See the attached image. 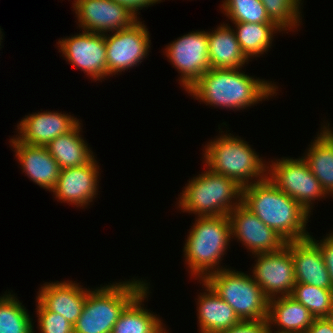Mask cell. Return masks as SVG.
<instances>
[{"label":"cell","mask_w":333,"mask_h":333,"mask_svg":"<svg viewBox=\"0 0 333 333\" xmlns=\"http://www.w3.org/2000/svg\"><path fill=\"white\" fill-rule=\"evenodd\" d=\"M290 296L303 304L315 318L326 317L333 308V289L296 283Z\"/></svg>","instance_id":"83f0119b"},{"label":"cell","mask_w":333,"mask_h":333,"mask_svg":"<svg viewBox=\"0 0 333 333\" xmlns=\"http://www.w3.org/2000/svg\"><path fill=\"white\" fill-rule=\"evenodd\" d=\"M61 40L58 41V47L66 61L87 73L93 80L108 76L105 34L83 31Z\"/></svg>","instance_id":"5bb4252c"},{"label":"cell","mask_w":333,"mask_h":333,"mask_svg":"<svg viewBox=\"0 0 333 333\" xmlns=\"http://www.w3.org/2000/svg\"><path fill=\"white\" fill-rule=\"evenodd\" d=\"M300 1L302 0H261L270 21L282 31L300 25Z\"/></svg>","instance_id":"f546056e"},{"label":"cell","mask_w":333,"mask_h":333,"mask_svg":"<svg viewBox=\"0 0 333 333\" xmlns=\"http://www.w3.org/2000/svg\"><path fill=\"white\" fill-rule=\"evenodd\" d=\"M241 51L248 58L268 51L276 31H282L274 23H234ZM274 32V33H273ZM255 55V56H254Z\"/></svg>","instance_id":"484cf974"},{"label":"cell","mask_w":333,"mask_h":333,"mask_svg":"<svg viewBox=\"0 0 333 333\" xmlns=\"http://www.w3.org/2000/svg\"><path fill=\"white\" fill-rule=\"evenodd\" d=\"M210 68L240 69L248 62L241 51L234 29L223 24L214 32H207Z\"/></svg>","instance_id":"7402d4cb"},{"label":"cell","mask_w":333,"mask_h":333,"mask_svg":"<svg viewBox=\"0 0 333 333\" xmlns=\"http://www.w3.org/2000/svg\"><path fill=\"white\" fill-rule=\"evenodd\" d=\"M197 217L187 237L184 256L191 274L204 280L207 275L222 270L216 265L231 240V226L227 215Z\"/></svg>","instance_id":"3957f363"},{"label":"cell","mask_w":333,"mask_h":333,"mask_svg":"<svg viewBox=\"0 0 333 333\" xmlns=\"http://www.w3.org/2000/svg\"><path fill=\"white\" fill-rule=\"evenodd\" d=\"M207 292L199 295L198 321L201 333H218L238 324L241 320L234 309L221 299L213 289L202 280Z\"/></svg>","instance_id":"44dd1931"},{"label":"cell","mask_w":333,"mask_h":333,"mask_svg":"<svg viewBox=\"0 0 333 333\" xmlns=\"http://www.w3.org/2000/svg\"><path fill=\"white\" fill-rule=\"evenodd\" d=\"M242 203L287 242L310 237L305 230L309 213L267 177L242 187Z\"/></svg>","instance_id":"6da1fadb"},{"label":"cell","mask_w":333,"mask_h":333,"mask_svg":"<svg viewBox=\"0 0 333 333\" xmlns=\"http://www.w3.org/2000/svg\"><path fill=\"white\" fill-rule=\"evenodd\" d=\"M73 7L84 31L105 34L132 26L137 15L114 0H74ZM105 32V33H104Z\"/></svg>","instance_id":"7c38bea8"},{"label":"cell","mask_w":333,"mask_h":333,"mask_svg":"<svg viewBox=\"0 0 333 333\" xmlns=\"http://www.w3.org/2000/svg\"><path fill=\"white\" fill-rule=\"evenodd\" d=\"M37 302L38 327L41 333H74L73 325L63 316L48 311L38 300Z\"/></svg>","instance_id":"4dcf8cb0"},{"label":"cell","mask_w":333,"mask_h":333,"mask_svg":"<svg viewBox=\"0 0 333 333\" xmlns=\"http://www.w3.org/2000/svg\"><path fill=\"white\" fill-rule=\"evenodd\" d=\"M126 7H128L132 12L137 15V11L143 9L144 7L151 6L152 4L161 0H114Z\"/></svg>","instance_id":"e575fe53"},{"label":"cell","mask_w":333,"mask_h":333,"mask_svg":"<svg viewBox=\"0 0 333 333\" xmlns=\"http://www.w3.org/2000/svg\"><path fill=\"white\" fill-rule=\"evenodd\" d=\"M78 123L71 131L54 138L46 147L61 169L79 167L88 164L93 152L80 135Z\"/></svg>","instance_id":"603a6c76"},{"label":"cell","mask_w":333,"mask_h":333,"mask_svg":"<svg viewBox=\"0 0 333 333\" xmlns=\"http://www.w3.org/2000/svg\"><path fill=\"white\" fill-rule=\"evenodd\" d=\"M314 316L292 296H277L269 299L267 323L276 324L280 329L276 333H306L312 325Z\"/></svg>","instance_id":"ffe728a7"},{"label":"cell","mask_w":333,"mask_h":333,"mask_svg":"<svg viewBox=\"0 0 333 333\" xmlns=\"http://www.w3.org/2000/svg\"><path fill=\"white\" fill-rule=\"evenodd\" d=\"M269 169L266 172L267 178L279 190L296 200L308 213L311 212L313 200L327 195L303 157L276 160Z\"/></svg>","instance_id":"ba28073f"},{"label":"cell","mask_w":333,"mask_h":333,"mask_svg":"<svg viewBox=\"0 0 333 333\" xmlns=\"http://www.w3.org/2000/svg\"><path fill=\"white\" fill-rule=\"evenodd\" d=\"M166 57L180 71V81L189 89L210 69L208 36L205 31H192L173 41L166 47Z\"/></svg>","instance_id":"30bf717a"},{"label":"cell","mask_w":333,"mask_h":333,"mask_svg":"<svg viewBox=\"0 0 333 333\" xmlns=\"http://www.w3.org/2000/svg\"><path fill=\"white\" fill-rule=\"evenodd\" d=\"M93 158L88 164L61 169L55 188L56 198L62 202L83 207L92 202L97 194L99 166Z\"/></svg>","instance_id":"9a60e30c"},{"label":"cell","mask_w":333,"mask_h":333,"mask_svg":"<svg viewBox=\"0 0 333 333\" xmlns=\"http://www.w3.org/2000/svg\"><path fill=\"white\" fill-rule=\"evenodd\" d=\"M10 142L15 148V156L23 172L40 187L52 191L56 186L61 168L47 147L26 144L16 138L11 139Z\"/></svg>","instance_id":"ac0fdd59"},{"label":"cell","mask_w":333,"mask_h":333,"mask_svg":"<svg viewBox=\"0 0 333 333\" xmlns=\"http://www.w3.org/2000/svg\"><path fill=\"white\" fill-rule=\"evenodd\" d=\"M253 268V280L269 299L279 294L281 296L291 295L296 278L290 241L279 251L257 254Z\"/></svg>","instance_id":"8fae6325"},{"label":"cell","mask_w":333,"mask_h":333,"mask_svg":"<svg viewBox=\"0 0 333 333\" xmlns=\"http://www.w3.org/2000/svg\"><path fill=\"white\" fill-rule=\"evenodd\" d=\"M222 6L234 23H272L261 0H225Z\"/></svg>","instance_id":"f1b7e54d"},{"label":"cell","mask_w":333,"mask_h":333,"mask_svg":"<svg viewBox=\"0 0 333 333\" xmlns=\"http://www.w3.org/2000/svg\"><path fill=\"white\" fill-rule=\"evenodd\" d=\"M146 286L134 279L88 290L74 333H111L121 312Z\"/></svg>","instance_id":"277c9868"},{"label":"cell","mask_w":333,"mask_h":333,"mask_svg":"<svg viewBox=\"0 0 333 333\" xmlns=\"http://www.w3.org/2000/svg\"><path fill=\"white\" fill-rule=\"evenodd\" d=\"M231 236L238 238L255 256L282 249L287 241L264 224L242 202L229 214Z\"/></svg>","instance_id":"4fadbf2b"},{"label":"cell","mask_w":333,"mask_h":333,"mask_svg":"<svg viewBox=\"0 0 333 333\" xmlns=\"http://www.w3.org/2000/svg\"><path fill=\"white\" fill-rule=\"evenodd\" d=\"M147 290L148 286L124 308L111 333H166L160 318L141 307Z\"/></svg>","instance_id":"d4e9b609"},{"label":"cell","mask_w":333,"mask_h":333,"mask_svg":"<svg viewBox=\"0 0 333 333\" xmlns=\"http://www.w3.org/2000/svg\"><path fill=\"white\" fill-rule=\"evenodd\" d=\"M204 152L208 169L234 179L242 187L247 186L248 183L262 181L267 177L264 172L269 169H266L267 165L263 164L259 155L246 141L231 136V134L222 135L214 141L211 140ZM253 178H258V180L249 182V179L253 180Z\"/></svg>","instance_id":"8992f818"},{"label":"cell","mask_w":333,"mask_h":333,"mask_svg":"<svg viewBox=\"0 0 333 333\" xmlns=\"http://www.w3.org/2000/svg\"><path fill=\"white\" fill-rule=\"evenodd\" d=\"M2 36L3 35H1V28H0V42H1ZM0 46H1V43H0Z\"/></svg>","instance_id":"8d00e7d4"},{"label":"cell","mask_w":333,"mask_h":333,"mask_svg":"<svg viewBox=\"0 0 333 333\" xmlns=\"http://www.w3.org/2000/svg\"><path fill=\"white\" fill-rule=\"evenodd\" d=\"M306 333H333V327L326 317L314 318Z\"/></svg>","instance_id":"836d02e7"},{"label":"cell","mask_w":333,"mask_h":333,"mask_svg":"<svg viewBox=\"0 0 333 333\" xmlns=\"http://www.w3.org/2000/svg\"><path fill=\"white\" fill-rule=\"evenodd\" d=\"M182 192L179 208L198 216L228 215L242 202V186L210 169L189 181Z\"/></svg>","instance_id":"5b68a950"},{"label":"cell","mask_w":333,"mask_h":333,"mask_svg":"<svg viewBox=\"0 0 333 333\" xmlns=\"http://www.w3.org/2000/svg\"><path fill=\"white\" fill-rule=\"evenodd\" d=\"M79 122L68 114L58 112L33 113L21 120L18 128L20 142L46 147L54 138L71 131Z\"/></svg>","instance_id":"2e32d148"},{"label":"cell","mask_w":333,"mask_h":333,"mask_svg":"<svg viewBox=\"0 0 333 333\" xmlns=\"http://www.w3.org/2000/svg\"><path fill=\"white\" fill-rule=\"evenodd\" d=\"M32 320L11 293L0 296V333H34Z\"/></svg>","instance_id":"4316f807"},{"label":"cell","mask_w":333,"mask_h":333,"mask_svg":"<svg viewBox=\"0 0 333 333\" xmlns=\"http://www.w3.org/2000/svg\"><path fill=\"white\" fill-rule=\"evenodd\" d=\"M296 283L333 289L322 252L310 239L290 241Z\"/></svg>","instance_id":"d6986e66"},{"label":"cell","mask_w":333,"mask_h":333,"mask_svg":"<svg viewBox=\"0 0 333 333\" xmlns=\"http://www.w3.org/2000/svg\"><path fill=\"white\" fill-rule=\"evenodd\" d=\"M303 159L329 195L333 191V131L328 126H323Z\"/></svg>","instance_id":"cb8c5ba5"},{"label":"cell","mask_w":333,"mask_h":333,"mask_svg":"<svg viewBox=\"0 0 333 333\" xmlns=\"http://www.w3.org/2000/svg\"><path fill=\"white\" fill-rule=\"evenodd\" d=\"M87 292L79 283L57 281L44 284L36 299L48 311L58 313L74 326L82 313Z\"/></svg>","instance_id":"e0dca14e"},{"label":"cell","mask_w":333,"mask_h":333,"mask_svg":"<svg viewBox=\"0 0 333 333\" xmlns=\"http://www.w3.org/2000/svg\"><path fill=\"white\" fill-rule=\"evenodd\" d=\"M218 333H269L267 319L245 320L232 326L230 329Z\"/></svg>","instance_id":"1f68e13d"},{"label":"cell","mask_w":333,"mask_h":333,"mask_svg":"<svg viewBox=\"0 0 333 333\" xmlns=\"http://www.w3.org/2000/svg\"><path fill=\"white\" fill-rule=\"evenodd\" d=\"M186 91L206 105L239 110L274 96L277 90L276 85L254 79L240 69L210 68Z\"/></svg>","instance_id":"7a4b0ae2"},{"label":"cell","mask_w":333,"mask_h":333,"mask_svg":"<svg viewBox=\"0 0 333 333\" xmlns=\"http://www.w3.org/2000/svg\"><path fill=\"white\" fill-rule=\"evenodd\" d=\"M326 319L330 322V324L333 327V308L332 310L328 313V315L326 316Z\"/></svg>","instance_id":"d590c367"},{"label":"cell","mask_w":333,"mask_h":333,"mask_svg":"<svg viewBox=\"0 0 333 333\" xmlns=\"http://www.w3.org/2000/svg\"><path fill=\"white\" fill-rule=\"evenodd\" d=\"M148 29L139 20L132 26L105 34L106 60L108 75H115L134 67L146 58L150 47Z\"/></svg>","instance_id":"9c48e42d"},{"label":"cell","mask_w":333,"mask_h":333,"mask_svg":"<svg viewBox=\"0 0 333 333\" xmlns=\"http://www.w3.org/2000/svg\"><path fill=\"white\" fill-rule=\"evenodd\" d=\"M203 281L234 309L241 321L267 319L269 298L251 275L224 268Z\"/></svg>","instance_id":"52a82bcc"},{"label":"cell","mask_w":333,"mask_h":333,"mask_svg":"<svg viewBox=\"0 0 333 333\" xmlns=\"http://www.w3.org/2000/svg\"><path fill=\"white\" fill-rule=\"evenodd\" d=\"M320 249L323 255L325 266L328 270L333 287V232L319 243L311 235L309 237Z\"/></svg>","instance_id":"d6a6232c"}]
</instances>
